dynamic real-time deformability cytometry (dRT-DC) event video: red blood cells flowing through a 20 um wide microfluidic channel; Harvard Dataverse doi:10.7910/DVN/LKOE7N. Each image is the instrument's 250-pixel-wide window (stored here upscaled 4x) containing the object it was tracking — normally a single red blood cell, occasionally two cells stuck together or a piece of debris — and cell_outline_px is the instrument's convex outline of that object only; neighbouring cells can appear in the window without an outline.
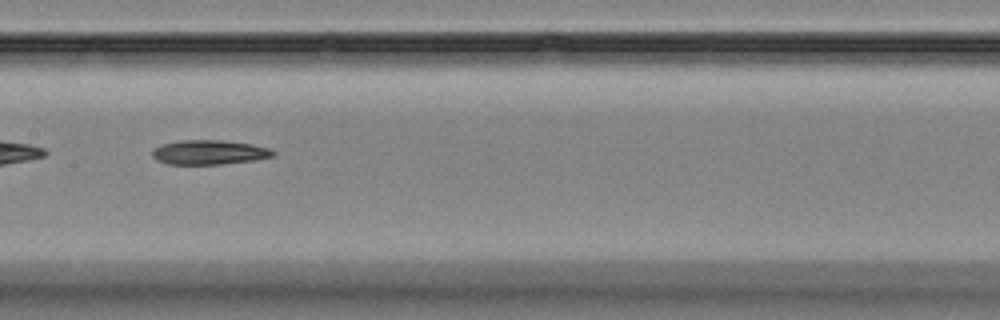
{"species": "Egyptian fruit bat (a non-hibernating species)", "species_latin": "Rousettus aegyptiacus", "temperature_condition": "room temperature", "stored_images_in_passage": 10, "segment_of_instrument_passage": [2, 2], "camera_frame_rate_fps": 3000, "um_per_image_px": 0.085, "animal": {"sex": "female"}, "frame": {"image": 1, "passage_image": 8, "time_ms": 8.0, "image_size_px": [1000, 320], "cell_outline_px": [[276, 152], [272, 156], [252, 160], [220, 164], [168, 164], [156, 160], [152, 156], [152, 152], [156, 148], [164, 144], [180, 140], [224, 140], [252, 144], [268, 148]], "centroid_in_image_um": [17.77, 12.94], "position_along_channel_um": 189.6, "area_um2": 16.99}}
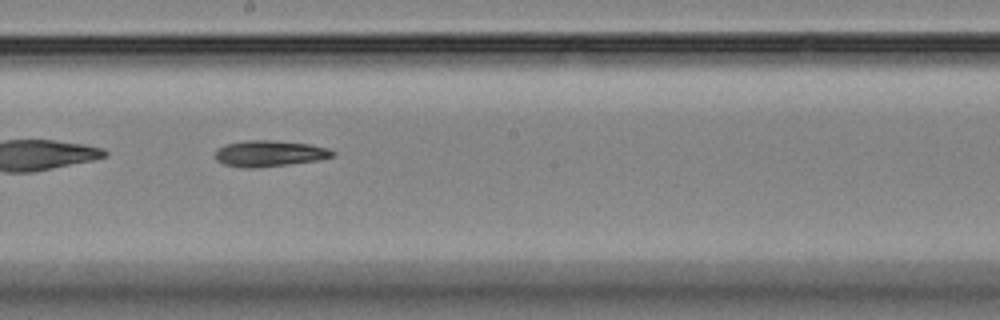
{"frame": {"image": 2, "passage_image": 9, "time_ms": 9.0, "image_size_px": [1000, 320], "cell_outline_px": [[336, 156], [320, 160], [256, 168], [240, 168], [224, 164], [216, 160], [216, 148], [228, 144], [248, 140], [272, 140], [312, 144], [328, 148], [336, 152]], "centroid_in_image_um": [22.95, 13.05], "position_along_channel_um": 225.3, "area_um2": 18.03}}
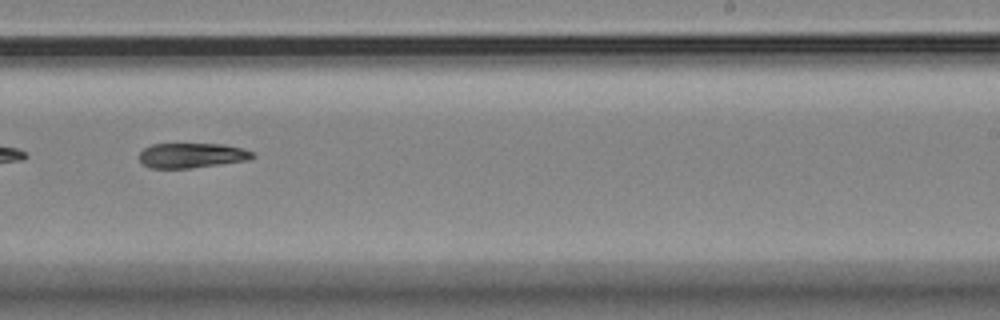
{"frame": {"image": 3, "passage_image": 10, "time_ms": 10.333, "image_size_px": [1000, 320], "cell_outline_px": [[256, 156], [248, 160], [188, 168], [148, 168], [140, 160], [140, 152], [144, 148], [152, 144], [224, 144], [244, 148], [252, 152]], "centroid_in_image_um": [16.31, 13.2], "position_along_channel_um": 272.7, "area_um2": 16.36}}